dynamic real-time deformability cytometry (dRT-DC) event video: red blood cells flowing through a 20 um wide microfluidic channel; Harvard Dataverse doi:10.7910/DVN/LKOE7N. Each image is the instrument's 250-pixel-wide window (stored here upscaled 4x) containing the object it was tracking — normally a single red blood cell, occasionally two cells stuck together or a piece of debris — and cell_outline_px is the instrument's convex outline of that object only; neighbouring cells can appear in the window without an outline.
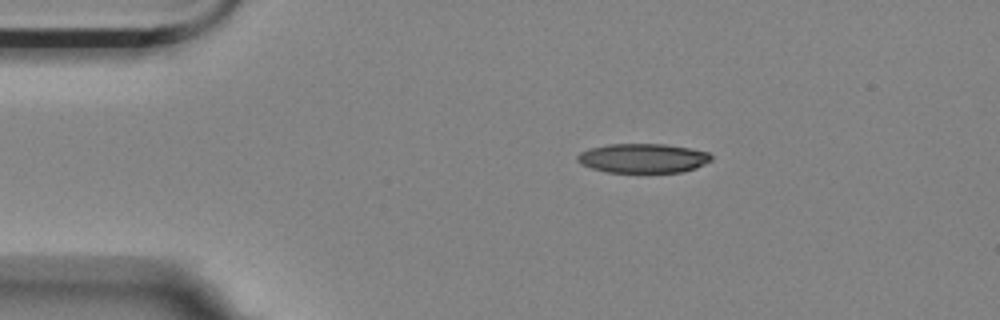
{"species": "Egyptian fruit bat (a non-hibernating species)", "species_latin": "Rousettus aegyptiacus", "temperature_condition": "room temperature", "stored_images_in_passage": 3, "segment_of_instrument_passage": [1, 2], "camera_frame_rate_fps": 3000, "um_per_image_px": 0.085, "animal": {"sex": "female"}, "frame": {"image": 1, "passage_image": 1, "time_ms": 0.0, "image_size_px": [1000, 320], "cell_outline_px": [[712, 160], [696, 168], [680, 172], [608, 172], [592, 168], [580, 164], [576, 160], [576, 156], [580, 152], [588, 148], [608, 144], [664, 144], [688, 148], [708, 152], [712, 156]], "centroid_in_image_um": [54.62, 13.44], "position_along_channel_um": 30.4, "area_um2": 22.89}}